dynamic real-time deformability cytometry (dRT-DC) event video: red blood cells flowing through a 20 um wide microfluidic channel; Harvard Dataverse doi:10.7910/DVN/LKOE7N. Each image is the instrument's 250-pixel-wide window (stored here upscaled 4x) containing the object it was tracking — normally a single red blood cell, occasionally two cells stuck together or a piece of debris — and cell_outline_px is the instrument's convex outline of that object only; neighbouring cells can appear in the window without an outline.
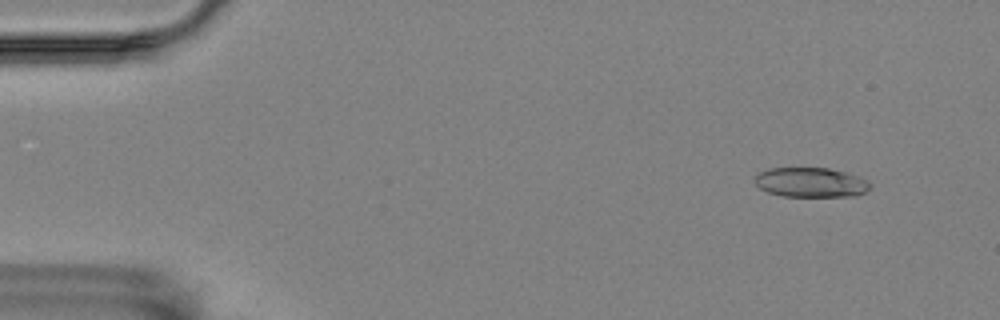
{"species": "Egyptian fruit bat (a non-hibernating species)", "species_latin": "Rousettus aegyptiacus", "temperature_condition": "room temperature", "stored_images_in_passage": 4, "camera_frame_rate_fps": 3000, "um_per_image_px": 0.085, "animal": {"sex": "female"}, "frame": {"image": 1, "passage_image": 1, "time_ms": 0.0, "image_size_px": [1000, 320], "cell_outline_px": [[872, 184], [864, 192], [856, 196], [784, 196], [768, 192], [760, 188], [752, 180], [752, 176], [768, 168], [828, 168], [860, 176], [868, 180]], "centroid_in_image_um": [68.89, 15.49], "position_along_channel_um": 16.1, "area_um2": 20.06}}